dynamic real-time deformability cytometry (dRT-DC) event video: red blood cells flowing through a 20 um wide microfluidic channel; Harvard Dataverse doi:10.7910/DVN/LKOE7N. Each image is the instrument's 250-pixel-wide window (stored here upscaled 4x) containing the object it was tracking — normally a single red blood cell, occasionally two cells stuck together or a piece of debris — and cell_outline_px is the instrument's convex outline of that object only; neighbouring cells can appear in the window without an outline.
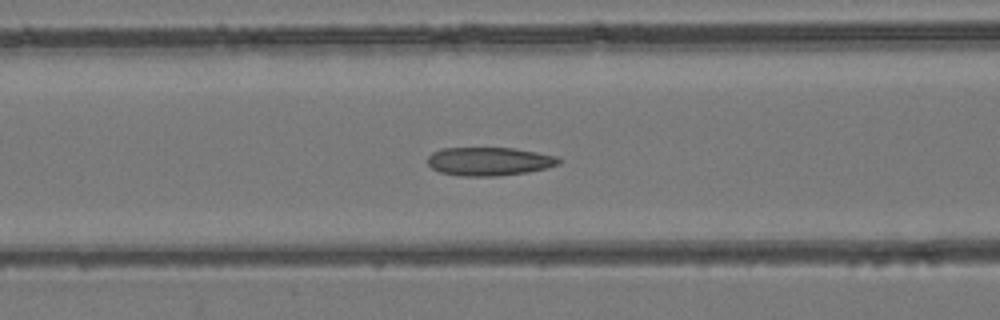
{"species": "common noctule bat (a hibernating species)", "species_latin": "Nyctalus noctula", "temperature_condition": "room temperature", "stored_images_in_passage": 47, "camera_frame_rate_fps": 3000, "um_per_image_px": 0.085, "animal": {"sex": "female", "body_mass_g": 24.6, "forearm_length_mm": 56.2}, "frame": {"image": 1, "passage_image": 21, "time_ms": 6.667, "image_size_px": [1000, 320], "cell_outline_px": [[560, 164], [528, 172], [496, 176], [460, 176], [440, 172], [432, 168], [428, 164], [428, 156], [432, 152], [440, 148], [512, 148], [560, 156]], "centroid_in_image_um": [41.57, 13.71], "position_along_channel_um": 125.0, "area_um2": 21.79}}
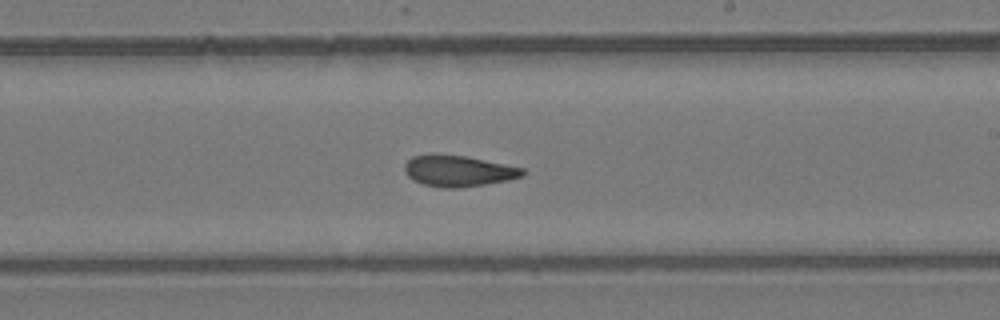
{"frame": {"image": 2, "passage_image": 30, "time_ms": 9.667, "image_size_px": [1000, 320], "cell_outline_px": [[528, 172], [524, 176], [508, 180], [484, 184], [456, 188], [440, 188], [424, 184], [412, 180], [404, 172], [404, 164], [412, 156], [464, 156], [524, 168]], "centroid_in_image_um": [38.99, 14.56], "position_along_channel_um": 250.0, "area_um2": 20.98}}
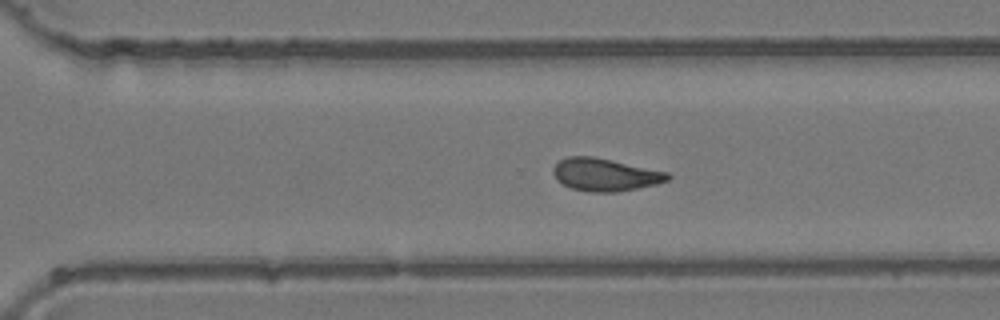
{"frame": {"image": 3, "passage_image": 35, "time_ms": 11.333, "image_size_px": [1000, 320], "cell_outline_px": [[672, 176], [668, 180], [656, 184], [616, 192], [588, 192], [572, 188], [556, 180], [552, 172], [552, 168], [560, 160], [568, 156], [592, 156], [612, 160], [668, 172]], "centroid_in_image_um": [51.42, 14.84], "position_along_channel_um": 319.2, "area_um2": 21.73}}